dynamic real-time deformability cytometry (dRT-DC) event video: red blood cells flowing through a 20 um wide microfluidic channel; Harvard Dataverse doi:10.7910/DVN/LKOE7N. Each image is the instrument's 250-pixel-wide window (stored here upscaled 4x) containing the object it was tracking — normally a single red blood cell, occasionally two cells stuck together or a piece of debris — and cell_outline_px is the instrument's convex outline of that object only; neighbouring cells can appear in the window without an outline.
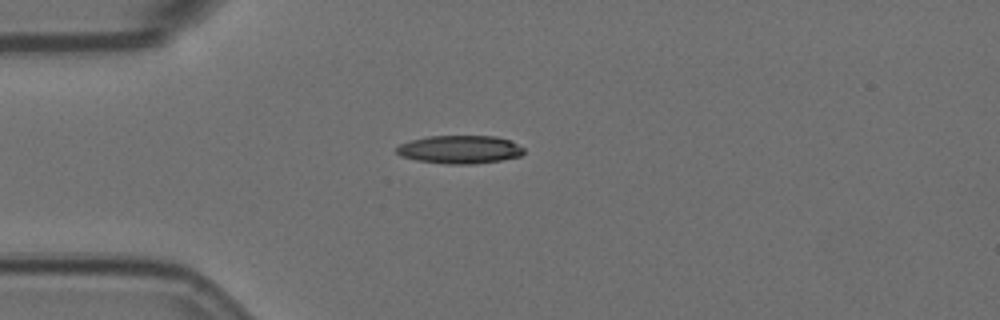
{"species": "Egyptian fruit bat (a non-hibernating species)", "species_latin": "Rousettus aegyptiacus", "temperature_condition": "room temperature", "stored_images_in_passage": 8, "camera_frame_rate_fps": 3000, "um_per_image_px": 0.085, "animal": {"sex": "female"}, "frame": {"image": 1, "passage_image": 1, "time_ms": 0.0, "image_size_px": [1000, 320], "cell_outline_px": [[524, 152], [520, 156], [500, 160], [476, 164], [448, 164], [416, 160], [400, 156], [396, 152], [396, 148], [400, 144], [412, 140], [428, 136], [496, 136], [508, 140], [524, 148]], "centroid_in_image_um": [39.07, 12.71], "position_along_channel_um": 45.9, "area_um2": 20.81}}
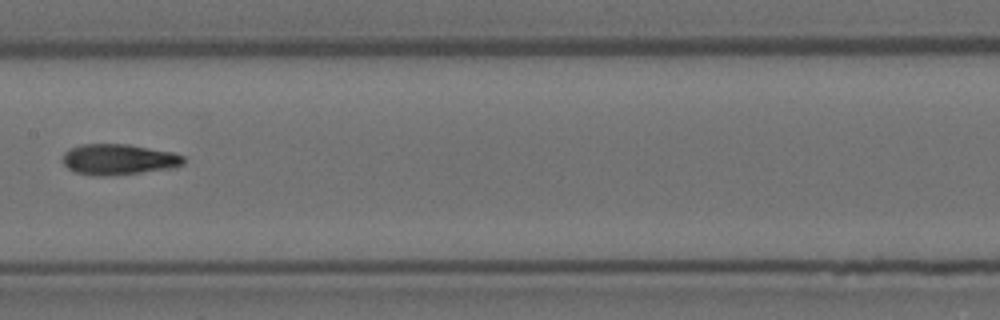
{"frame": {"image": 2, "passage_image": 5, "time_ms": 1.333, "image_size_px": [1000, 320], "cell_outline_px": [[184, 164], [168, 168], [140, 172], [104, 176], [96, 176], [76, 172], [68, 168], [64, 164], [64, 152], [80, 144], [128, 144], [172, 152], [184, 156]], "centroid_in_image_um": [10.07, 13.54], "position_along_channel_um": 197.3, "area_um2": 21.33}}
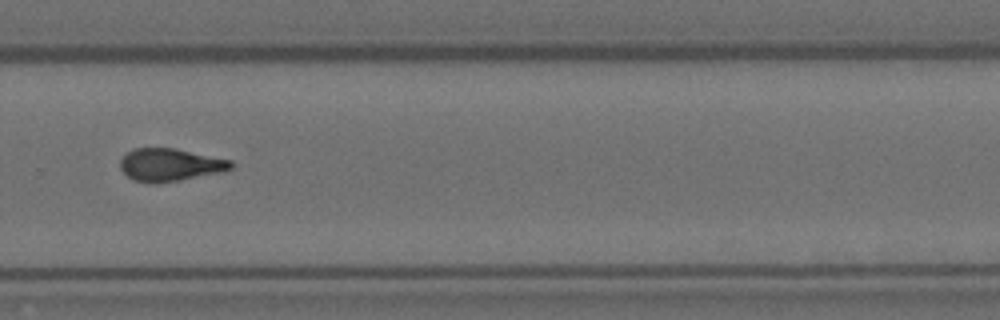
{"frame": {"image": 3, "passage_image": 8, "time_ms": 2.333, "image_size_px": [1000, 320], "cell_outline_px": [[232, 168], [220, 172], [180, 180], [156, 184], [152, 184], [132, 180], [120, 168], [120, 160], [132, 148], [176, 148], [232, 160]], "centroid_in_image_um": [14.43, 14.01], "position_along_channel_um": 315.4, "area_um2": 21.15}}